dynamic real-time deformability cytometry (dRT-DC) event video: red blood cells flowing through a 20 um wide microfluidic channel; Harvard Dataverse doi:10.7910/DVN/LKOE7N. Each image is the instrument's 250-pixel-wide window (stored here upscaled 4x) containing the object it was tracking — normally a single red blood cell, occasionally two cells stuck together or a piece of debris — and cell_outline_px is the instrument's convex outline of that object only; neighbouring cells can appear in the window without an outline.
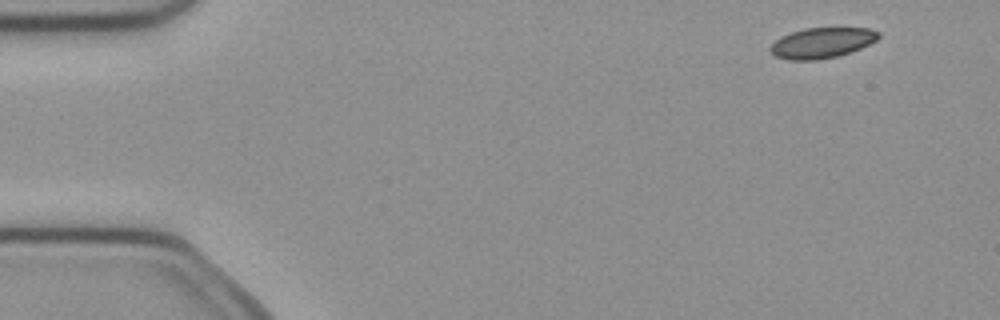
{"species": "common noctule bat (a hibernating species)", "species_latin": "Nyctalus noctula", "temperature_condition": "cold", "stored_images_in_passage": 4, "camera_frame_rate_fps": 3000, "um_per_image_px": 0.085, "animal": {"sex": "female", "body_mass_g": 21.9}, "frame": {"image": 1, "passage_image": 2, "time_ms": 0.333, "image_size_px": [1000, 320], "cell_outline_px": [[880, 36], [876, 40], [860, 48], [836, 56], [816, 60], [788, 60], [776, 56], [768, 48], [780, 36], [804, 28], [868, 28], [880, 32]], "centroid_in_image_um": [69.84, 3.63], "position_along_channel_um": 15.2, "area_um2": 19.02}}
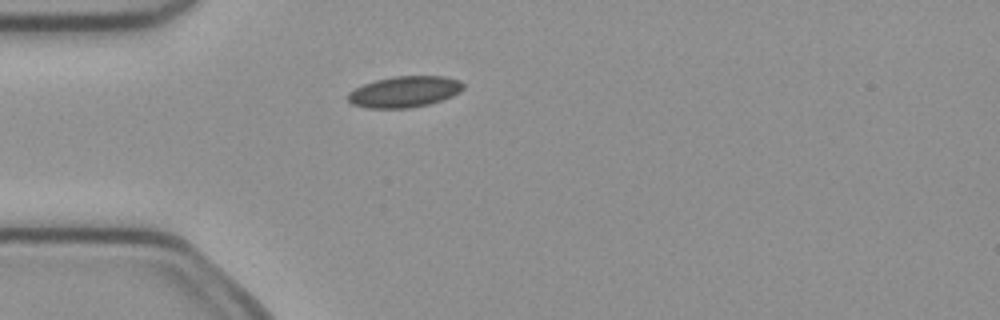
{"frame": {"image": 2, "passage_image": 4, "time_ms": 1.0, "image_size_px": [1000, 320], "cell_outline_px": [[464, 88], [460, 92], [452, 96], [428, 104], [408, 108], [364, 108], [352, 104], [348, 100], [348, 92], [364, 84], [376, 80], [392, 76], [444, 76], [460, 80], [464, 84]], "centroid_in_image_um": [34.38, 7.79], "position_along_channel_um": 50.6, "area_um2": 20.92}}